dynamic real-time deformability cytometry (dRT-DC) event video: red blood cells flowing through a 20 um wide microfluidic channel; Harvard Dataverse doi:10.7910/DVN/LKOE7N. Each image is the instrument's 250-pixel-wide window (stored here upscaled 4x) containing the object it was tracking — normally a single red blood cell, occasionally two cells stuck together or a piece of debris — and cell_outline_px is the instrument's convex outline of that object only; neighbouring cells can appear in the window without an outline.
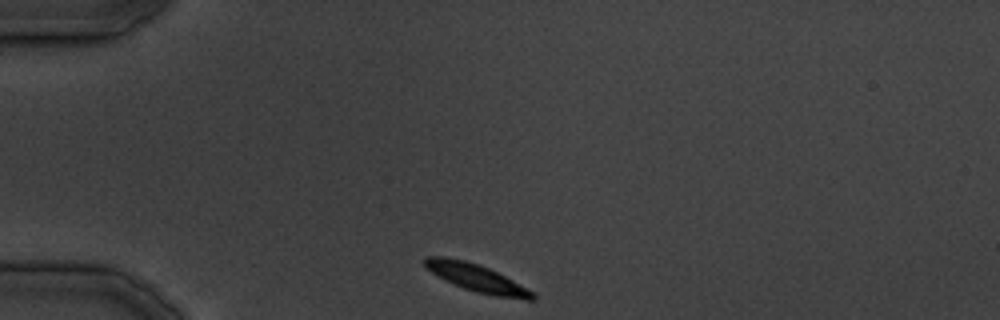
{"species": "common noctule bat (a hibernating species)", "species_latin": "Nyctalus noctula", "temperature_condition": "cold", "stored_images_in_passage": 13, "camera_frame_rate_fps": 3000, "um_per_image_px": 0.085, "animal": {"sex": "male", "body_mass_g": 19.5, "forearm_length_mm": 54.6}, "frame": {"image": 1, "passage_image": 1, "time_ms": 0.0, "image_size_px": [1000, 320], "cell_outline_px": [[536, 300], [524, 300], [496, 296], [476, 292], [464, 288], [444, 280], [432, 272], [424, 264], [424, 256], [444, 256], [464, 260], [488, 268], [536, 292]], "centroid_in_image_um": [40.56, 23.64], "position_along_channel_um": 44.4, "area_um2": 17.22}}
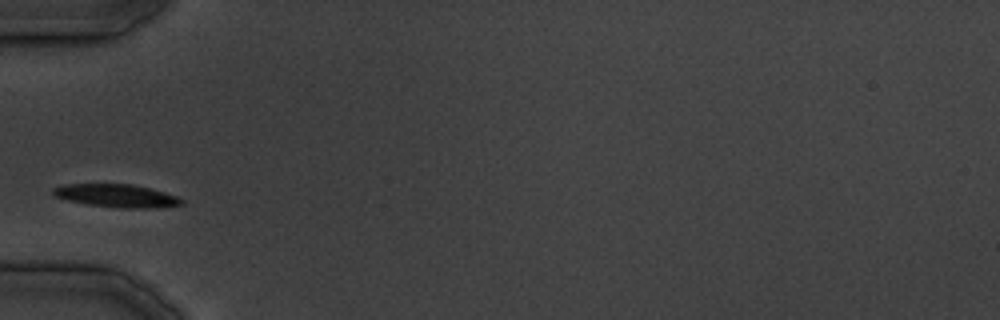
{"frame": {"image": 2, "passage_image": 4, "time_ms": 4.333, "image_size_px": [1000, 320], "cell_outline_px": [[184, 204], [148, 208], [120, 208], [88, 204], [68, 200], [52, 196], [52, 188], [60, 184], [132, 184], [164, 192], [176, 196], [184, 200]], "centroid_in_image_um": [9.85, 16.63], "position_along_channel_um": 75.2, "area_um2": 17.17}}